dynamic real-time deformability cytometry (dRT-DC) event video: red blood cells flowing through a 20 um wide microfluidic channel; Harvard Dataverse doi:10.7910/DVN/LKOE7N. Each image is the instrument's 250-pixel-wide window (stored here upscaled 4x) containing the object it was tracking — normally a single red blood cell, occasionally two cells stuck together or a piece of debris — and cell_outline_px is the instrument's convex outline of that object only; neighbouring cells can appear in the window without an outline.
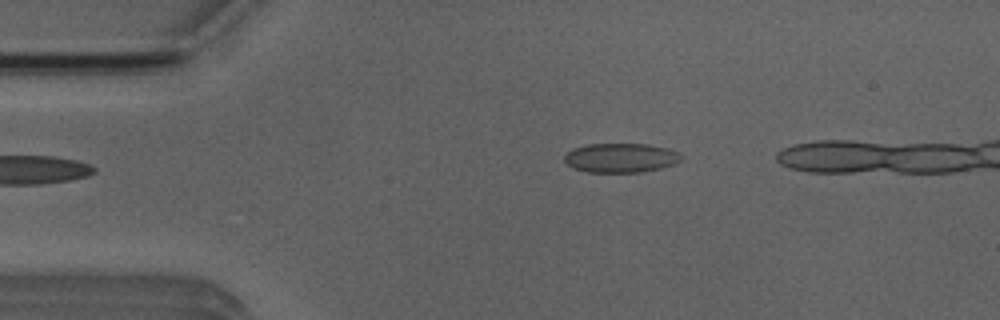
{"species": "Egyptian fruit bat (a non-hibernating species)", "species_latin": "Rousettus aegyptiacus", "temperature_condition": "room temperature", "stored_images_in_passage": 4, "camera_frame_rate_fps": 3000, "um_per_image_px": 0.085, "animal": {"sex": "male"}, "frame": {"image": 1, "passage_image": 1, "time_ms": 0.0, "image_size_px": [1000, 320], "cell_outline_px": [[680, 160], [676, 164], [660, 168], [640, 172], [588, 172], [572, 168], [564, 160], [564, 156], [572, 148], [588, 144], [648, 144], [680, 152]], "centroid_in_image_um": [52.74, 13.42], "position_along_channel_um": 32.3, "area_um2": 19.88}}